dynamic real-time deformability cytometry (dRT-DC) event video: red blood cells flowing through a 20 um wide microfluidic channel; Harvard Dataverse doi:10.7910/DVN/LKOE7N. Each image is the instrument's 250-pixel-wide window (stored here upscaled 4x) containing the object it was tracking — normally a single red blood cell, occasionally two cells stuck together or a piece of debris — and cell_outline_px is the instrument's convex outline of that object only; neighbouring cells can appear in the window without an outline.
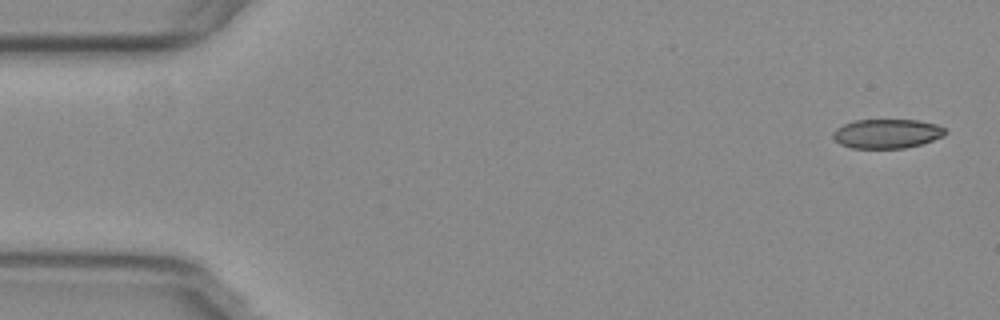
{"species": "common noctule bat (a hibernating species)", "species_latin": "Nyctalus noctula", "temperature_condition": "warm", "stored_images_in_passage": 13, "camera_frame_rate_fps": 3000, "um_per_image_px": 0.085, "animal": {"sex": "female", "body_mass_g": 29.2, "forearm_length_mm": 56.3}, "frame": {"image": 1, "passage_image": 1, "time_ms": 0.0, "image_size_px": [1000, 320], "cell_outline_px": [[948, 132], [944, 136], [920, 144], [904, 148], [852, 148], [840, 144], [832, 136], [832, 132], [836, 128], [852, 120], [916, 120], [936, 124], [944, 128]], "centroid_in_image_um": [75.37, 11.35], "position_along_channel_um": 9.6, "area_um2": 19.13}}
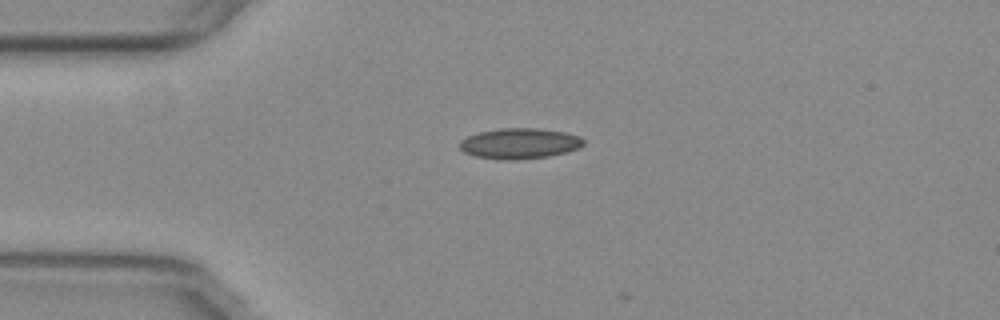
{"frame": {"image": 2, "passage_image": 12, "time_ms": 3.667, "image_size_px": [1000, 320], "cell_outline_px": [[584, 144], [580, 148], [568, 152], [548, 156], [516, 160], [500, 160], [476, 156], [464, 152], [460, 148], [460, 140], [468, 136], [480, 132], [500, 128], [540, 128], [564, 132], [580, 136], [584, 140]], "centroid_in_image_um": [44.19, 12.2], "position_along_channel_um": 40.8, "area_um2": 22.2}}